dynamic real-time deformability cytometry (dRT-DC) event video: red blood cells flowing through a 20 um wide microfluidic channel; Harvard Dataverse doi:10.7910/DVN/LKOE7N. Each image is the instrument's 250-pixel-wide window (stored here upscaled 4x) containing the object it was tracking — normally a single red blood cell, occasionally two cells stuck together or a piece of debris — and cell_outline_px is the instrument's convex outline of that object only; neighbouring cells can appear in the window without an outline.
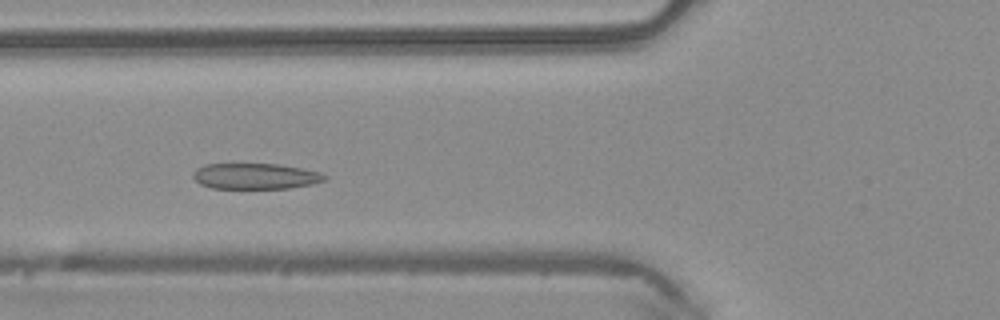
{"species": "common noctule bat (a hibernating species)", "species_latin": "Nyctalus noctula", "temperature_condition": "warm", "stored_images_in_passage": 46, "segment_of_instrument_passage": [1, 2], "camera_frame_rate_fps": 3000, "um_per_image_px": 0.085, "animal": {"sex": "male", "body_mass_g": 20.4}, "frame": {"image": 1, "passage_image": 14, "time_ms": 4.333, "image_size_px": [1000, 320], "cell_outline_px": [[328, 176], [324, 180], [312, 184], [288, 188], [212, 188], [200, 184], [192, 176], [192, 172], [196, 168], [204, 164], [280, 164], [320, 172]], "centroid_in_image_um": [21.68, 14.97], "position_along_channel_um": 104.1, "area_um2": 19.77}}
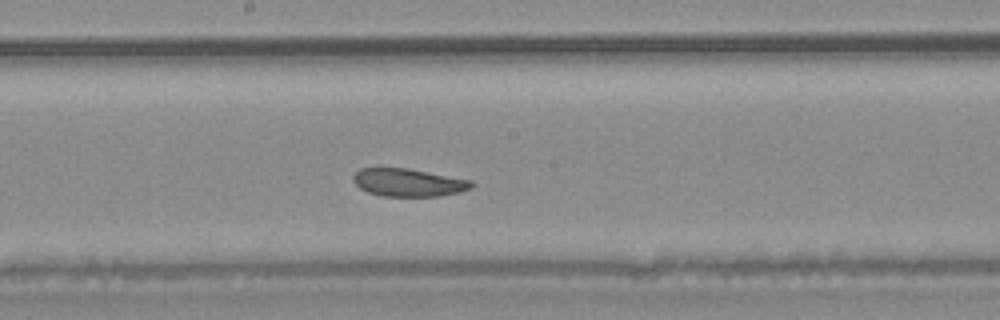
{"frame": {"image": 2, "passage_image": 22, "time_ms": 7.0, "image_size_px": [1000, 320], "cell_outline_px": [[476, 184], [472, 188], [460, 192], [440, 196], [384, 196], [368, 192], [360, 188], [352, 180], [352, 176], [360, 168], [408, 168], [472, 180]], "centroid_in_image_um": [34.75, 15.51], "position_along_channel_um": 213.5, "area_um2": 19.31}}
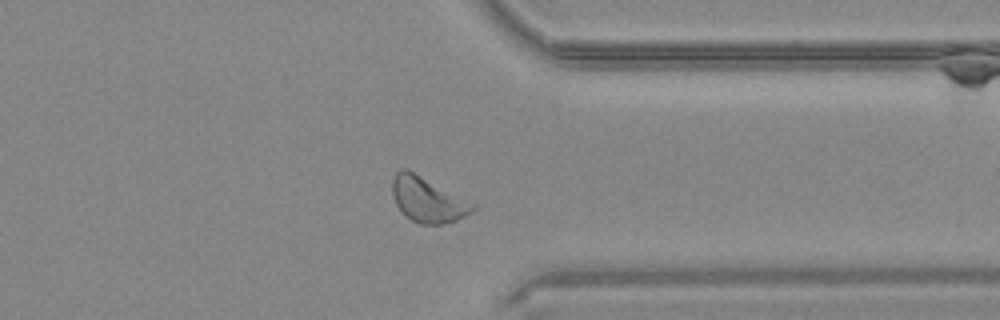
{"frame": {"image": 3, "passage_image": 34, "time_ms": 11.0, "image_size_px": [1000, 320], "cell_outline_px": [[480, 204], [472, 212], [456, 220], [444, 224], [420, 224], [404, 216], [396, 204], [392, 192], [392, 180], [396, 172], [400, 168], [408, 168]], "centroid_in_image_um": [36.4, 16.94], "position_along_channel_um": 375.0, "area_um2": 21.91}}